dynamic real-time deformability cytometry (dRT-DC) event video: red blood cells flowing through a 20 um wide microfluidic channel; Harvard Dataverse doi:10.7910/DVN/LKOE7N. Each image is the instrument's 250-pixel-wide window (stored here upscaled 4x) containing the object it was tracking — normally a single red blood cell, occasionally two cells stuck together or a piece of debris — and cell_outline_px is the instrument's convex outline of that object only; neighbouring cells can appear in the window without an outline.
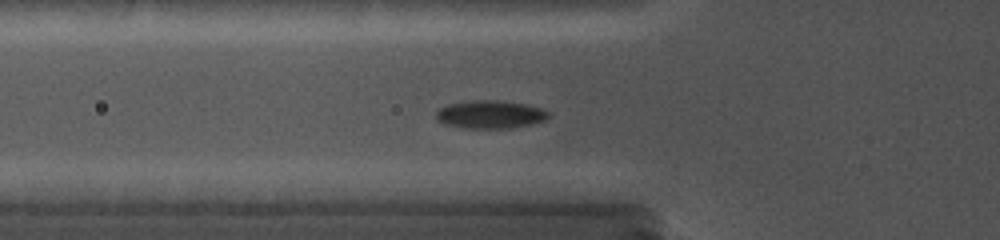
{"species": "common noctule bat (a hibernating species)", "species_latin": "Nyctalus noctula", "temperature_condition": "cold", "stored_images_in_passage": 40, "camera_frame_rate_fps": 5000, "um_per_image_px": 0.085, "animal": {"sex": "female", "body_mass_g": 19.0, "forearm_length_mm": 56.7}, "frame": {"image": 1, "passage_image": 12, "time_ms": 5.6, "image_size_px": [1000, 240], "cell_outline_px": [[552, 112], [544, 120], [532, 124], [508, 128], [464, 128], [444, 124], [436, 120], [436, 112], [440, 108], [448, 104], [472, 100], [500, 100], [524, 104], [540, 108]], "centroid_in_image_um": [41.65, 9.72], "position_along_channel_um": 84.1, "area_um2": 18.38}}
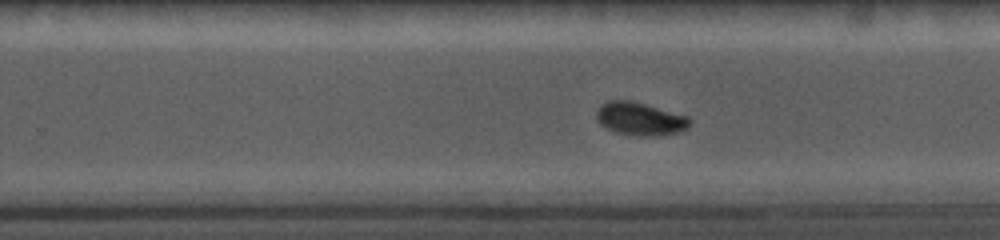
{"frame": {"image": 2, "passage_image": 30, "time_ms": 10.6, "image_size_px": [1000, 240], "cell_outline_px": [[692, 120], [688, 128], [676, 132], [656, 136], [636, 136], [616, 132], [600, 124], [596, 120], [596, 112], [600, 104], [608, 100], [632, 100], [688, 116]], "centroid_in_image_um": [54.39, 10.09], "position_along_channel_um": 275.4, "area_um2": 18.09}}
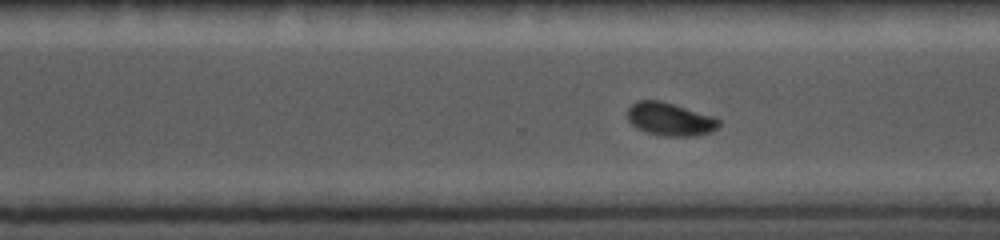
{"frame": {"image": 3, "passage_image": 34, "time_ms": 11.6, "image_size_px": [1000, 240], "cell_outline_px": [[720, 124], [716, 128], [708, 132], [692, 136], [664, 136], [648, 132], [636, 128], [628, 120], [628, 108], [636, 100], [660, 100], [716, 116], [720, 120]], "centroid_in_image_um": [56.95, 10.11], "position_along_channel_um": 313.6, "area_um2": 17.63}}